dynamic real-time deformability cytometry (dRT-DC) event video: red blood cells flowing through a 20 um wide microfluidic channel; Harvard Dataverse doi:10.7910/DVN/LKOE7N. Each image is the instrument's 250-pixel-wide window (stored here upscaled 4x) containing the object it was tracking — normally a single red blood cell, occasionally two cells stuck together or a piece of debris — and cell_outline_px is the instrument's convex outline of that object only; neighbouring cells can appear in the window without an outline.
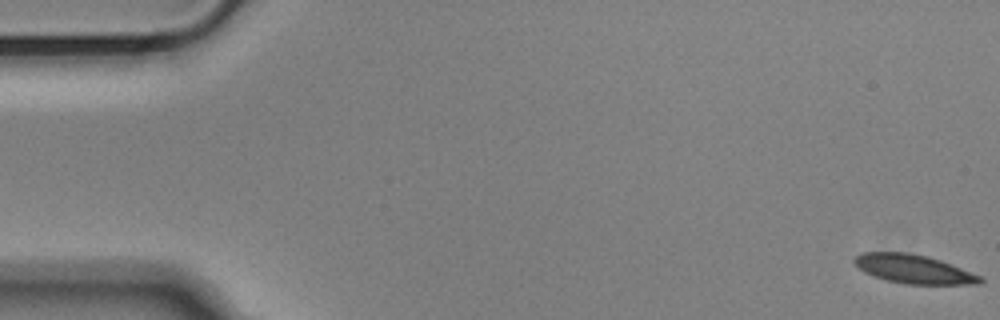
{"species": "Egyptian fruit bat (a non-hibernating species)", "species_latin": "Rousettus aegyptiacus", "temperature_condition": "cold", "stored_images_in_passage": 55, "camera_frame_rate_fps": 3000, "um_per_image_px": 0.085, "animal": {"sex": "male"}, "frame": {"image": 1, "passage_image": 1, "time_ms": 0.0, "image_size_px": [1000, 320], "cell_outline_px": [[984, 280], [980, 284], [908, 284], [888, 280], [872, 276], [864, 272], [852, 260], [856, 256], [864, 252], [908, 252], [928, 256], [940, 260], [980, 276]], "centroid_in_image_um": [77.64, 22.86], "position_along_channel_um": 7.4, "area_um2": 20.87}}
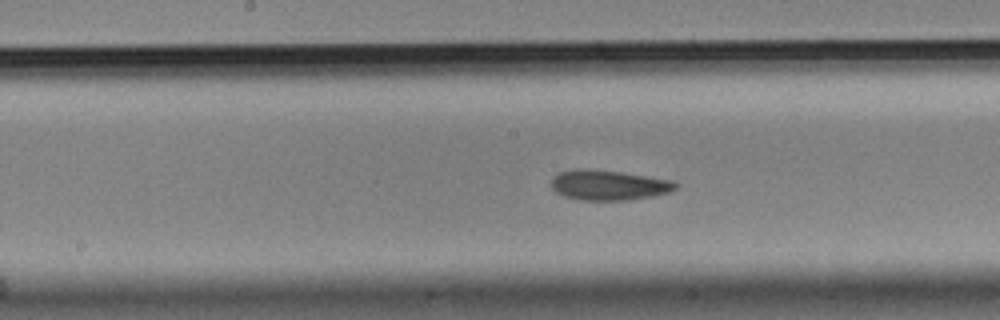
{"frame": {"image": 2, "passage_image": 28, "time_ms": 9.0, "image_size_px": [1000, 320], "cell_outline_px": [[680, 184], [672, 192], [652, 196], [628, 200], [580, 200], [564, 196], [556, 192], [552, 188], [552, 180], [560, 172], [576, 168], [584, 168], [620, 172], [672, 180]], "centroid_in_image_um": [51.77, 15.74], "position_along_channel_um": 196.4, "area_um2": 21.79}}
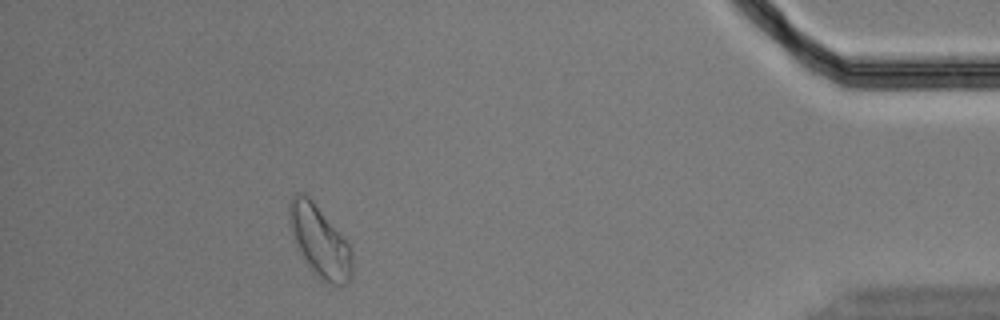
{"frame": {"image": 3, "passage_image": 50, "time_ms": 16.333, "image_size_px": [1000, 320], "cell_outline_px": [[352, 276], [348, 284], [332, 284], [320, 280], [300, 256], [296, 248], [292, 236], [288, 220], [288, 204], [292, 196], [296, 192], [304, 192], [312, 200], [348, 244], [352, 252]], "centroid_in_image_um": [27.12, 20.52], "position_along_channel_um": 408.1, "area_um2": 26.24}, "authors_computed_cell_mechanics": {"area_um2": 21.7906, "velocity_mm_per_s": 3.6268, "shape_relaxation_time_tau1_ms": 6.5623, "shape_relaxation_time_tau2_ms": 3.3102, "deformation_change_tau1": 0.1074, "deformation_change_tau2": 0.0717}}